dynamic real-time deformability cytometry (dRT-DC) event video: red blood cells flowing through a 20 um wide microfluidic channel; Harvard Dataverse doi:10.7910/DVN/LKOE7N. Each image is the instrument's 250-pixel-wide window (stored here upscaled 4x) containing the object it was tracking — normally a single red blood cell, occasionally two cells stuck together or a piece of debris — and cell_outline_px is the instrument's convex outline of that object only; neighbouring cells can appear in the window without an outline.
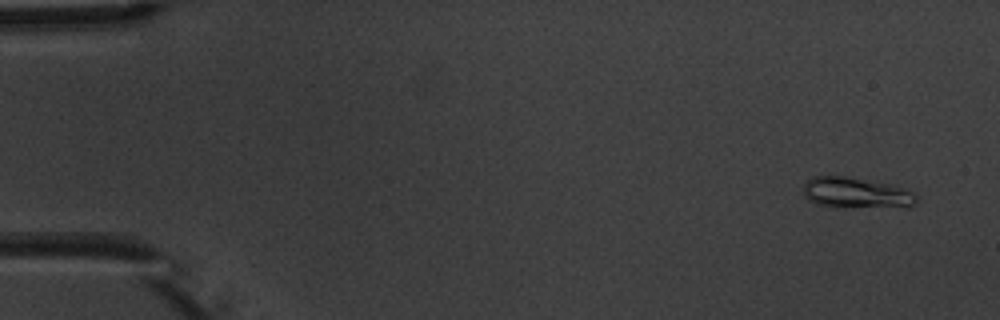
{"species": "common noctule bat (a hibernating species)", "species_latin": "Nyctalus noctula", "temperature_condition": "warm", "stored_images_in_passage": 4, "camera_frame_rate_fps": 3000, "um_per_image_px": 0.085, "animal": {"sex": "male", "body_mass_g": 20.1, "forearm_length_mm": 53.5}, "frame": {"image": 1, "passage_image": 1, "time_ms": 0.0, "image_size_px": [1000, 320], "cell_outline_px": [[916, 204], [908, 208], [832, 208], [816, 204], [808, 200], [804, 196], [804, 184], [812, 176], [844, 176], [892, 184], [912, 192], [916, 196]], "centroid_in_image_um": [72.79, 16.44], "position_along_channel_um": 12.2, "area_um2": 21.04}}